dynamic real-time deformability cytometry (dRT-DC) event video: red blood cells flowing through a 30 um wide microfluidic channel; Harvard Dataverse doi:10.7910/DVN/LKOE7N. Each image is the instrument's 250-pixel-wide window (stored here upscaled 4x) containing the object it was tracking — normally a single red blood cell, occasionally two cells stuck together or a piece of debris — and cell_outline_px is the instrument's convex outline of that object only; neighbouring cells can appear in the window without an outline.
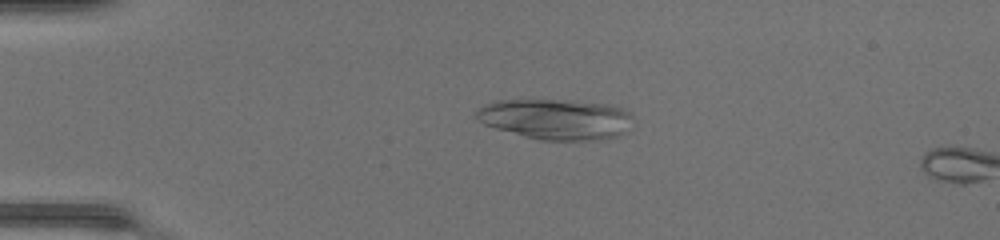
{"species": "common noctule bat (a hibernating species)", "species_latin": "Nyctalus noctula", "temperature_condition": "warm", "stored_images_in_passage": 14, "camera_frame_rate_fps": 3000, "um_per_image_px": 0.085, "animal": {"sex": "female", "body_mass_g": 17.0, "forearm_length_mm": 48.0}, "frame": {"image": 1, "passage_image": 12, "time_ms": 3.667, "image_size_px": [1000, 240], "cell_outline_px": [[632, 116], [620, 132], [616, 136], [600, 140], [540, 140], [524, 136], [496, 128], [484, 124], [476, 120], [476, 112], [480, 108], [488, 104], [500, 100], [564, 100], [608, 104], [620, 108], [628, 112]], "centroid_in_image_um": [47.18, 10.13], "position_along_channel_um": 37.8, "area_um2": 36.24}}